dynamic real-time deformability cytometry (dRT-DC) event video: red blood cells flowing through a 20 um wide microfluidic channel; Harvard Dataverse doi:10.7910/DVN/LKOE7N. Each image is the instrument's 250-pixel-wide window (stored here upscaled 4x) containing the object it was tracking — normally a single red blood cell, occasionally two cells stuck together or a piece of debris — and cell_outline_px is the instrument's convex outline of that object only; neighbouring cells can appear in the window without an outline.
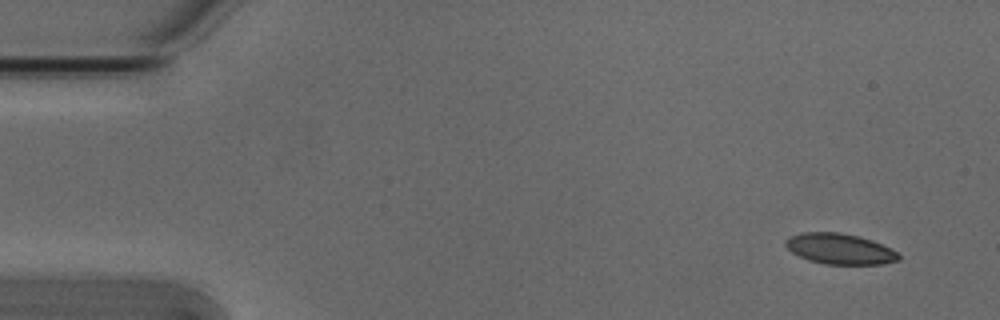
{"species": "Egyptian fruit bat (a non-hibernating species)", "species_latin": "Rousettus aegyptiacus", "temperature_condition": "cold", "stored_images_in_passage": 6, "camera_frame_rate_fps": 3000, "um_per_image_px": 0.085, "animal": {"sex": "male"}, "frame": {"image": 1, "passage_image": 1, "time_ms": 0.0, "image_size_px": [1000, 320], "cell_outline_px": [[900, 260], [884, 264], [824, 264], [808, 260], [792, 252], [784, 244], [784, 240], [788, 236], [804, 232], [840, 232], [872, 240], [892, 248], [900, 256]], "centroid_in_image_um": [71.38, 21.15], "position_along_channel_um": 13.6, "area_um2": 20.29}}
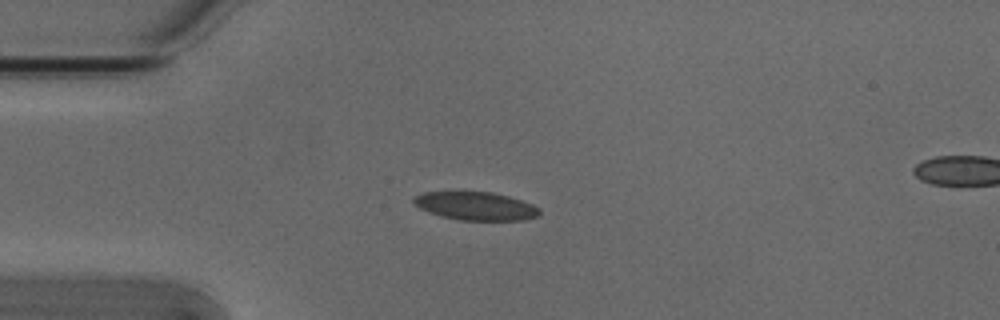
{"frame": {"image": 2, "passage_image": 4, "time_ms": 1.0, "image_size_px": [1000, 320], "cell_outline_px": [[540, 216], [524, 220], [460, 220], [440, 216], [428, 212], [412, 204], [412, 196], [424, 192], [492, 192], [508, 196], [532, 204], [540, 208]], "centroid_in_image_um": [40.41, 17.51], "position_along_channel_um": 44.6, "area_um2": 20.87}}